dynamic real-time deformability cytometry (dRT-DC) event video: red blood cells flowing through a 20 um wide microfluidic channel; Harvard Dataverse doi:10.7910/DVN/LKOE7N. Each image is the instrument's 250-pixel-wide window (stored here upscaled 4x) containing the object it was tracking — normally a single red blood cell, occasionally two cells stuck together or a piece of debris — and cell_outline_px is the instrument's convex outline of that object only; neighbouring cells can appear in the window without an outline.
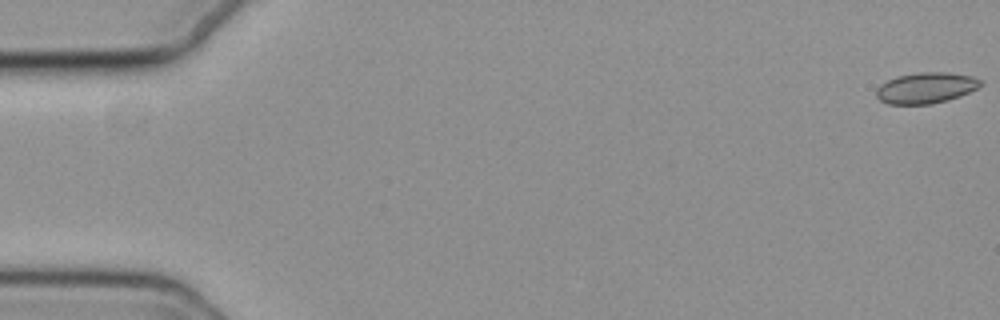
{"species": "common noctule bat (a hibernating species)", "species_latin": "Nyctalus noctula", "temperature_condition": "cold", "stored_images_in_passage": 56, "camera_frame_rate_fps": 3000, "um_per_image_px": 0.085, "animal": {"sex": "female", "body_mass_g": 19.3, "forearm_length_mm": 54.1}, "frame": {"image": 1, "passage_image": 1, "time_ms": 0.0, "image_size_px": [1000, 320], "cell_outline_px": [[984, 84], [960, 96], [928, 104], [888, 104], [880, 100], [876, 96], [876, 88], [880, 84], [896, 76], [916, 72], [948, 72], [972, 76], [984, 80]], "centroid_in_image_um": [78.7, 7.45], "position_along_channel_um": 6.3, "area_um2": 18.84}}
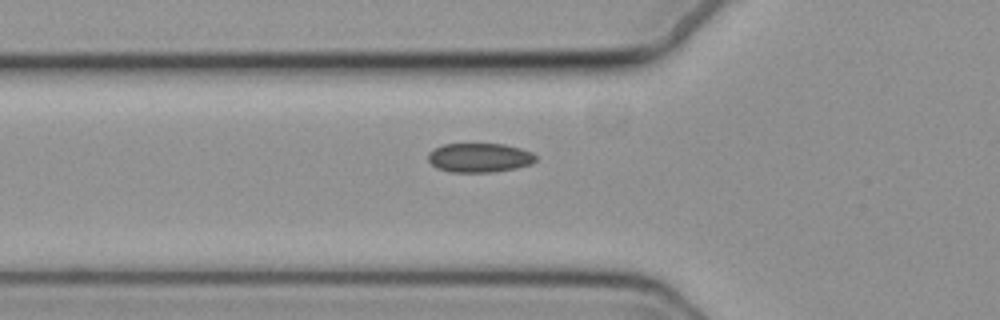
{"frame": {"image": 2, "passage_image": 20, "time_ms": 6.333, "image_size_px": [1000, 320], "cell_outline_px": [[536, 160], [532, 164], [516, 168], [492, 172], [448, 172], [436, 168], [428, 160], [428, 152], [444, 144], [504, 144], [520, 148], [532, 152], [536, 156]], "centroid_in_image_um": [40.76, 13.41], "position_along_channel_um": 85.0, "area_um2": 18.38}}
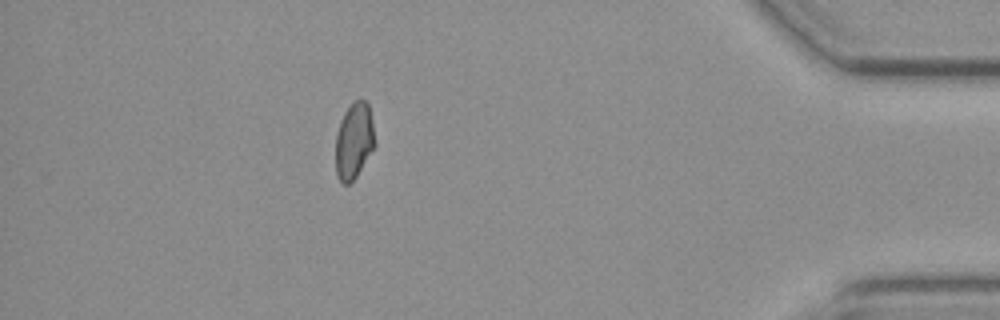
{"frame": {"image": 3, "passage_image": 50, "time_ms": 16.333, "image_size_px": [1000, 320], "cell_outline_px": [[376, 144], [356, 176], [348, 184], [344, 184], [336, 176], [336, 132], [344, 112], [352, 100], [364, 100], [368, 104], [372, 120]], "centroid_in_image_um": [30.08, 11.94], "position_along_channel_um": 405.1, "area_um2": 17.4}}